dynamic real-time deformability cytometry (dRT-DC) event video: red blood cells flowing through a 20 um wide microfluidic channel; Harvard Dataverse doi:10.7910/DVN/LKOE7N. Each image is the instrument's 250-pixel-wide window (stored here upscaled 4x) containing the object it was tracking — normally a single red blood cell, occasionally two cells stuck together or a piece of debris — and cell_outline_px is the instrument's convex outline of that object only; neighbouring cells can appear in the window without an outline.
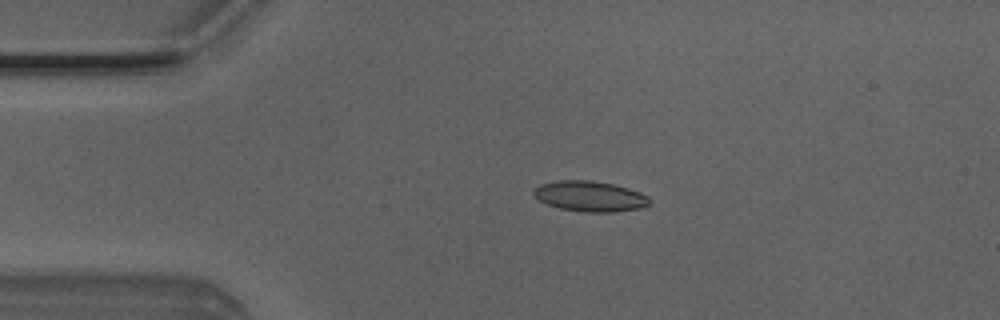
{"species": "Egyptian fruit bat (a non-hibernating species)", "species_latin": "Rousettus aegyptiacus", "temperature_condition": "room temperature", "stored_images_in_passage": 4, "camera_frame_rate_fps": 3000, "um_per_image_px": 0.085, "animal": {"sex": "male"}, "frame": {"image": 1, "passage_image": 3, "time_ms": 0.667, "image_size_px": [1000, 320], "cell_outline_px": [[652, 200], [648, 204], [640, 208], [612, 212], [584, 212], [560, 208], [548, 204], [532, 196], [532, 192], [540, 184], [556, 180], [592, 180], [612, 184], [628, 188], [640, 192], [648, 196]], "centroid_in_image_um": [50.13, 16.67], "position_along_channel_um": 34.9, "area_um2": 20.58}}